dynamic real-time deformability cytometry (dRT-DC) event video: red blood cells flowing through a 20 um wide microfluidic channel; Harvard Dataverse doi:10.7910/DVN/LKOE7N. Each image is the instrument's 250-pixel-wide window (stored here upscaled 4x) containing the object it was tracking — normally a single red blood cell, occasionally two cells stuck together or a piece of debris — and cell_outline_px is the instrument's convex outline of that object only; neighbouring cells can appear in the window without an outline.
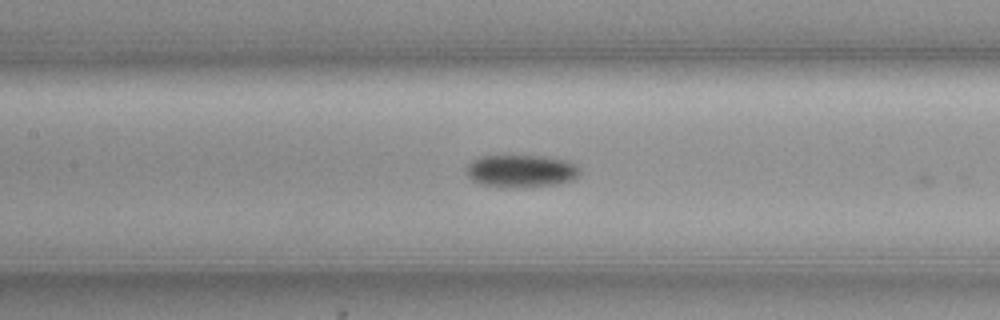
{"species": "common noctule bat (a hibernating species)", "species_latin": "Nyctalus noctula", "temperature_condition": "cold", "stored_images_in_passage": 12, "camera_frame_rate_fps": 3000, "um_per_image_px": 0.085, "animal": {"sex": "female", "body_mass_g": 19.3, "forearm_length_mm": 54.1}, "frame": {"image": 1, "passage_image": 11, "time_ms": 3.333, "image_size_px": [1000, 320], "cell_outline_px": [[580, 172], [572, 180], [556, 184], [516, 188], [480, 184], [472, 180], [468, 176], [468, 164], [472, 160], [480, 156], [544, 156], [568, 160], [576, 164], [580, 168]], "centroid_in_image_um": [44.32, 14.53], "position_along_channel_um": 163.1, "area_um2": 21.5}}